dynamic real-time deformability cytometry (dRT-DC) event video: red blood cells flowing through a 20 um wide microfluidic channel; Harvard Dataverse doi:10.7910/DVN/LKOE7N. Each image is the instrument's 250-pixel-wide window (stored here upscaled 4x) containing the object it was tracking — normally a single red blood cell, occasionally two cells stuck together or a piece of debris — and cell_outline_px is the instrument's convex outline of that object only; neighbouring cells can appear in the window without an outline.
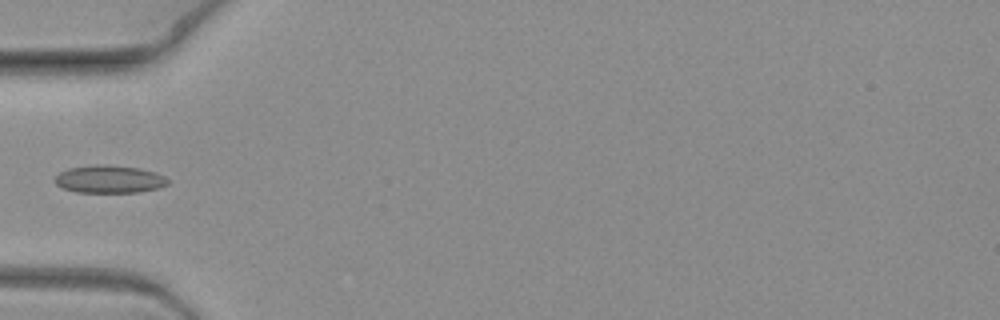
{"species": "common noctule bat (a hibernating species)", "species_latin": "Nyctalus noctula", "temperature_condition": "warm", "stored_images_in_passage": 5, "camera_frame_rate_fps": 3000, "um_per_image_px": 0.085, "animal": {"sex": "female", "body_mass_g": 19.3, "forearm_length_mm": 54.1}, "frame": {"image": 1, "passage_image": 2, "time_ms": 0.333, "image_size_px": [1000, 320], "cell_outline_px": [[168, 184], [160, 188], [140, 192], [76, 192], [64, 188], [56, 184], [56, 176], [60, 172], [68, 168], [96, 164], [108, 164], [140, 168], [156, 172], [164, 176], [168, 180]], "centroid_in_image_um": [9.33, 15.22], "position_along_channel_um": 75.7, "area_um2": 18.32}}
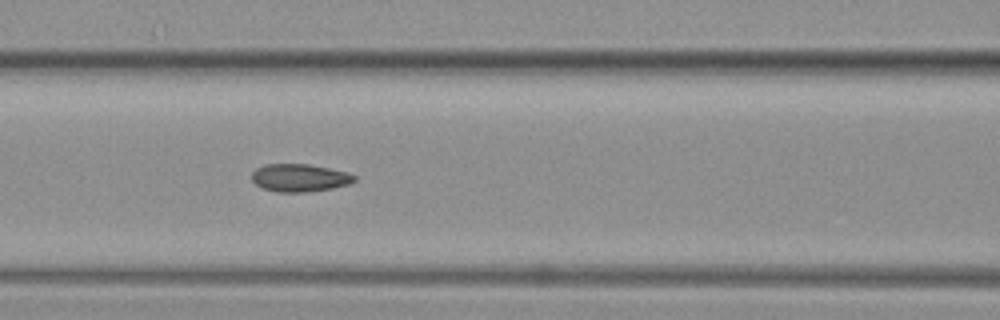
{"frame": {"image": 2, "passage_image": 4, "time_ms": 1.0, "image_size_px": [1000, 320], "cell_outline_px": [[356, 180], [348, 184], [332, 188], [308, 192], [276, 192], [260, 188], [252, 180], [252, 172], [256, 168], [264, 164], [308, 164], [348, 172], [356, 176]], "centroid_in_image_um": [25.44, 15.12], "position_along_channel_um": 141.2, "area_um2": 16.7}}